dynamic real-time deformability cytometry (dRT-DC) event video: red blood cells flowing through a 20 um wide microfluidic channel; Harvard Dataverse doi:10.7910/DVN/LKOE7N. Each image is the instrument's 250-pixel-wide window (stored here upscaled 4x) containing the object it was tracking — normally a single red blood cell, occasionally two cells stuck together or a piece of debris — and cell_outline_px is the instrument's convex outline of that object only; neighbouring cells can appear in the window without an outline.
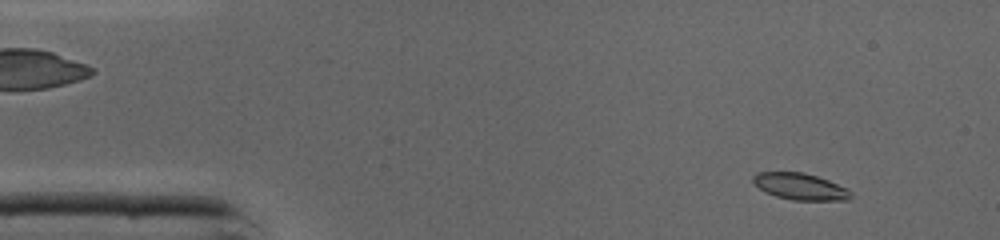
{"species": "common noctule bat (a hibernating species)", "species_latin": "Nyctalus noctula", "temperature_condition": "cold", "stored_images_in_passage": 45, "camera_frame_rate_fps": 3000, "um_per_image_px": 0.085, "animal": {"sex": "male", "body_mass_g": 19.0, "forearm_length_mm": 50.8}, "frame": {"image": 1, "passage_image": 4, "time_ms": 1.0, "image_size_px": [1000, 240], "cell_outline_px": [[852, 196], [848, 200], [792, 200], [776, 196], [764, 192], [752, 180], [752, 176], [756, 172], [804, 172], [828, 180], [848, 188], [852, 192]], "centroid_in_image_um": [68.03, 15.85], "position_along_channel_um": 17.0, "area_um2": 15.2}}
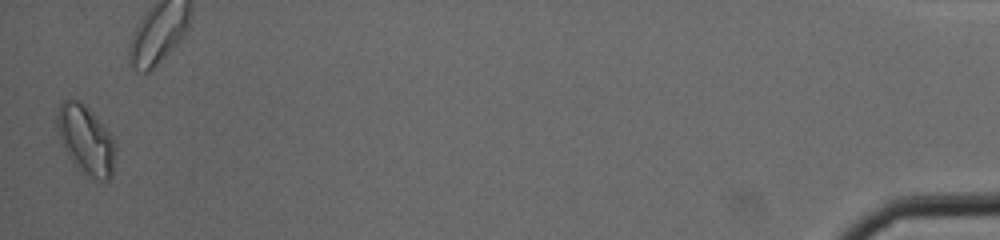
{"frame": {"image": 2, "passage_image": 45, "time_ms": 14.667, "image_size_px": [1000, 240], "cell_outline_px": [[116, 152], [112, 176], [108, 180], [96, 180], [88, 176], [68, 156], [56, 128], [56, 116], [60, 104], [64, 100], [76, 100], [84, 104], [88, 108], [112, 136], [116, 144]], "centroid_in_image_um": [7.32, 11.9], "position_along_channel_um": 427.9, "area_um2": 23.12}, "authors_computed_cell_mechanics": {"area_um2": 15.895, "velocity_mm_per_s": 4.3391, "shape_relaxation_time_tau1_ms": 3.2212, "shape_relaxation_time_tau2_ms": null, "deformation_change_tau1": 0.1076, "deformation_change_tau2": null}}